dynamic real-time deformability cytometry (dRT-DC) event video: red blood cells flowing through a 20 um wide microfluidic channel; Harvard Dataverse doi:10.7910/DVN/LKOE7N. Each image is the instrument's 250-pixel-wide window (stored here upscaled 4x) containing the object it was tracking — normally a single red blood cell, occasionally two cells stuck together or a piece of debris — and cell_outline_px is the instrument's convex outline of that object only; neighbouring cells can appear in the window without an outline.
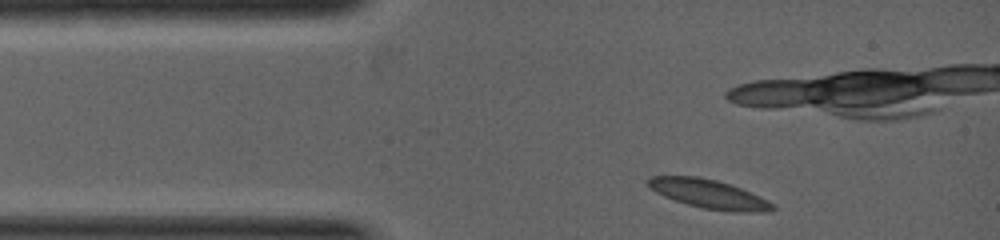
{"species": "common noctule bat (a hibernating species)", "species_latin": "Nyctalus noctula", "temperature_condition": "warm", "stored_images_in_passage": 10, "camera_frame_rate_fps": 5000, "um_per_image_px": 0.085, "animal": {"sex": "female", "body_mass_g": 19.0, "forearm_length_mm": 53.3}, "frame": {"image": 1, "passage_image": 1, "time_ms": 0.0, "image_size_px": [1000, 240], "cell_outline_px": [[776, 208], [772, 212], [732, 212], [704, 208], [688, 204], [664, 196], [656, 192], [644, 180], [648, 176], [700, 176], [716, 180], [740, 188], [760, 196], [776, 204]], "centroid_in_image_um": [60.3, 16.49], "position_along_channel_um": 24.7, "area_um2": 21.04}}